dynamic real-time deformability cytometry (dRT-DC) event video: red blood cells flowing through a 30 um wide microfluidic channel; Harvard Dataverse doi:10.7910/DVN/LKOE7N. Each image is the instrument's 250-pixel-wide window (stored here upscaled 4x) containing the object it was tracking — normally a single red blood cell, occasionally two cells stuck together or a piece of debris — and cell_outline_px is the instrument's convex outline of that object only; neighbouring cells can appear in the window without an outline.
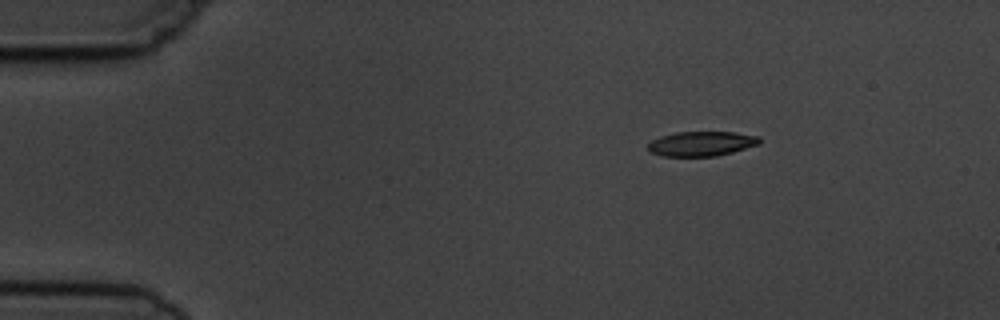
{"species": "common noctule bat (a hibernating species)", "species_latin": "Nyctalus noctula", "temperature_condition": "cold", "stored_images_in_passage": 4, "camera_frame_rate_fps": 3000, "um_per_image_px": 0.085, "animal": {"sex": "male", "body_mass_g": 19.5, "forearm_length_mm": 54.6}, "frame": {"image": 1, "passage_image": 1, "time_ms": 0.0, "image_size_px": [1000, 320], "cell_outline_px": [[760, 144], [732, 152], [716, 156], [660, 156], [648, 152], [648, 144], [652, 140], [660, 136], [676, 132], [736, 132], [760, 136]], "centroid_in_image_um": [59.61, 12.21], "position_along_channel_um": 25.4, "area_um2": 16.18}}
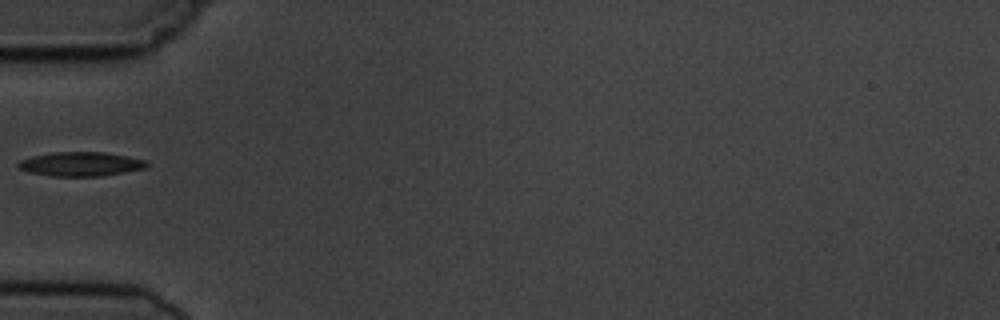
{"frame": {"image": 2, "passage_image": 4, "time_ms": 3.333, "image_size_px": [1000, 320], "cell_outline_px": [[148, 164], [144, 168], [124, 172], [100, 176], [52, 176], [28, 172], [20, 168], [16, 164], [20, 160], [32, 156], [52, 152], [104, 152], [148, 160]], "centroid_in_image_um": [6.85, 13.94], "position_along_channel_um": 78.2, "area_um2": 18.03}}